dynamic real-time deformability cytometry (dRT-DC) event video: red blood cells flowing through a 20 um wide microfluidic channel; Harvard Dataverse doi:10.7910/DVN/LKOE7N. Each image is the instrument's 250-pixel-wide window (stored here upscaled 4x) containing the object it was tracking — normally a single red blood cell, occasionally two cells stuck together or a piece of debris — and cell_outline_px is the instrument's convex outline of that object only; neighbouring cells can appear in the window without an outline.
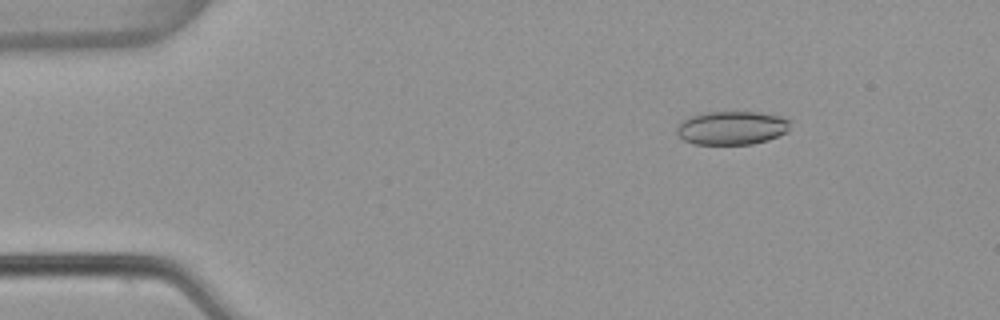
{"species": "common noctule bat (a hibernating species)", "species_latin": "Nyctalus noctula", "temperature_condition": "warm", "stored_images_in_passage": 4, "camera_frame_rate_fps": 3000, "um_per_image_px": 0.085, "animal": {"sex": "female", "body_mass_g": 22.7, "forearm_length_mm": 54.2}, "frame": {"image": 1, "passage_image": 3, "time_ms": 0.667, "image_size_px": [1000, 320], "cell_outline_px": [[792, 120], [788, 132], [768, 140], [752, 144], [696, 144], [684, 140], [676, 132], [676, 128], [684, 120], [692, 116], [704, 112], [760, 112], [780, 116]], "centroid_in_image_um": [62.26, 10.87], "position_along_channel_um": 22.7, "area_um2": 22.25}}